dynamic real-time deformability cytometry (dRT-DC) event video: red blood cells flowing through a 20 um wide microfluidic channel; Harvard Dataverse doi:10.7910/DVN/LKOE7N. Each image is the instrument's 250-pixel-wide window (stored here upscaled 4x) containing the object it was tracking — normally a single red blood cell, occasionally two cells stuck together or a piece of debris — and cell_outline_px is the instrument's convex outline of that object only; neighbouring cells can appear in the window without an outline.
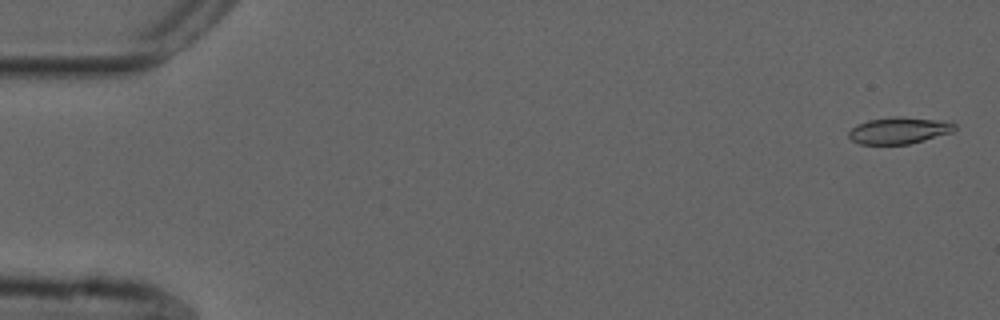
{"species": "common noctule bat (a hibernating species)", "species_latin": "Nyctalus noctula", "temperature_condition": "cold", "stored_images_in_passage": 29, "camera_frame_rate_fps": 3000, "um_per_image_px": 0.085, "animal": {"sex": "male", "forearm_length_mm": 52.5}, "frame": {"image": 1, "passage_image": 1, "time_ms": 0.0, "image_size_px": [1000, 320], "cell_outline_px": [[956, 128], [952, 132], [924, 140], [908, 144], [860, 144], [852, 140], [848, 136], [848, 132], [856, 124], [868, 120], [940, 120], [956, 124]], "centroid_in_image_um": [76.38, 11.15], "position_along_channel_um": 8.6, "area_um2": 15.32}}
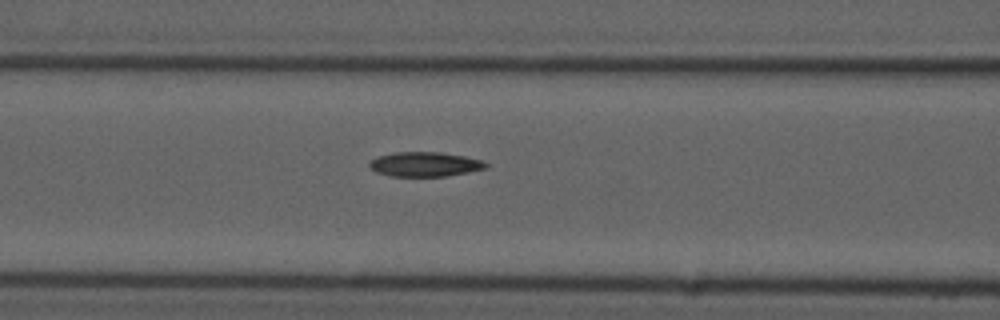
{"frame": {"image": 2, "passage_image": 22, "time_ms": 7.0, "image_size_px": [1000, 320], "cell_outline_px": [[488, 168], [448, 176], [392, 176], [376, 172], [368, 164], [376, 156], [392, 152], [440, 152], [464, 156], [480, 160], [488, 164]], "centroid_in_image_um": [36.11, 13.96], "position_along_channel_um": 130.5, "area_um2": 16.65}}
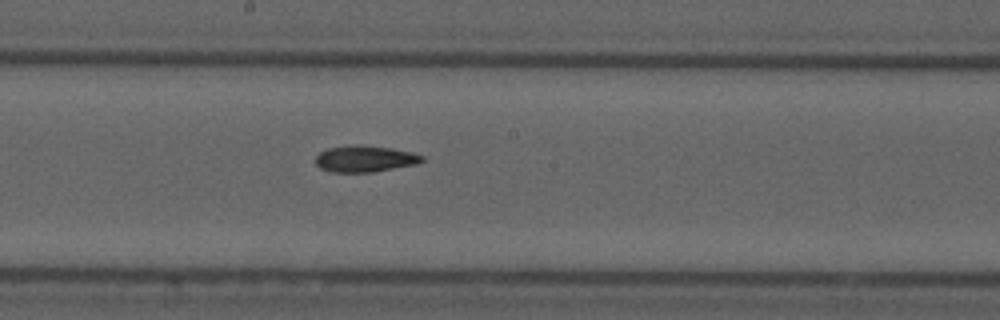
{"frame": {"image": 3, "passage_image": 29, "time_ms": 9.333, "image_size_px": [1000, 320], "cell_outline_px": [[424, 160], [416, 164], [372, 172], [332, 172], [320, 168], [316, 164], [316, 156], [320, 152], [328, 148], [356, 144], [392, 148], [412, 152], [424, 156]], "centroid_in_image_um": [31.02, 13.49], "position_along_channel_um": 217.2, "area_um2": 16.36}}